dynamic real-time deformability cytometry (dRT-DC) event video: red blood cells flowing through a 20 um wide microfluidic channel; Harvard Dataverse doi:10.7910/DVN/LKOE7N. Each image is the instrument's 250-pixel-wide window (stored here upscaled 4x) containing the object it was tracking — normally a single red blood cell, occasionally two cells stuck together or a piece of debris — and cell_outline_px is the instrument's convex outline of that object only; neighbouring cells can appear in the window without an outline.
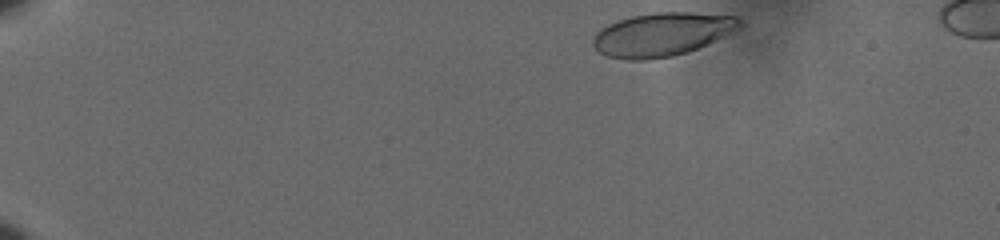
{"species": "human", "species_latin": "Homo sapiens", "temperature_condition": "cold", "stored_images_in_passage": 43, "camera_frame_rate_fps": 3000, "um_per_image_px": 0.085, "donor": {"sex": "male"}, "frame": {"image": 1, "passage_image": 1, "time_ms": 0.0, "image_size_px": [1000, 240], "cell_outline_px": [[744, 24], [724, 36], [688, 52], [672, 56], [648, 60], [624, 60], [608, 56], [600, 52], [592, 44], [592, 40], [596, 32], [600, 28], [616, 20], [632, 16], [656, 12], [692, 12], [736, 16]], "centroid_in_image_um": [56.24, 2.92], "position_along_channel_um": 28.8, "area_um2": 37.17}}
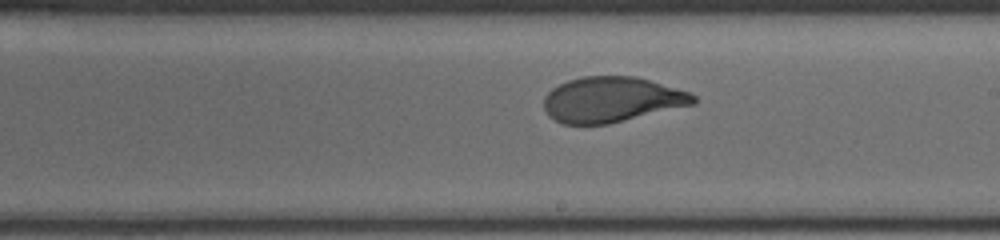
{"frame": {"image": 2, "passage_image": 28, "time_ms": 9.0, "image_size_px": [1000, 240], "cell_outline_px": [[696, 100], [692, 104], [608, 124], [564, 124], [548, 116], [544, 108], [544, 96], [552, 88], [568, 80], [584, 76], [636, 76], [688, 92], [696, 96]], "centroid_in_image_um": [51.94, 8.46], "position_along_channel_um": 237.1, "area_um2": 39.07}}
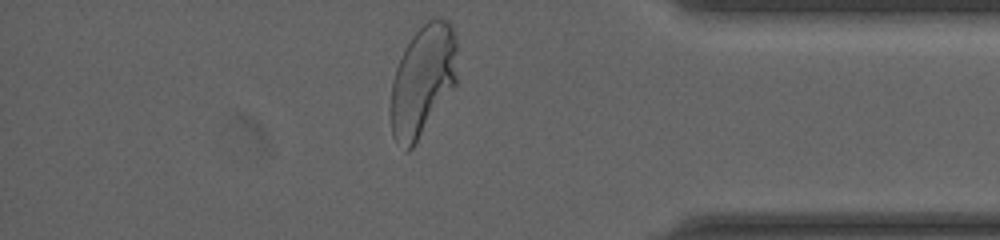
{"frame": {"image": 3, "passage_image": 43, "time_ms": 14.0, "image_size_px": [1000, 240], "cell_outline_px": [[456, 84], [412, 148], [408, 152], [404, 152], [392, 136], [388, 112], [388, 108], [392, 80], [396, 68], [404, 48], [412, 36], [432, 16], [440, 16], [448, 20], [452, 24], [456, 36]], "centroid_in_image_um": [35.89, 6.85], "position_along_channel_um": 399.3, "area_um2": 43.81}, "authors_computed_cell_mechanics": {"area_um2": 39.8242, "velocity_mm_per_s": 3.5794, "shape_relaxation_time_tau1_ms": 4.0386, "shape_relaxation_time_tau2_ms": null, "deformation_change_tau1": 0.1698, "deformation_change_tau2": null}}